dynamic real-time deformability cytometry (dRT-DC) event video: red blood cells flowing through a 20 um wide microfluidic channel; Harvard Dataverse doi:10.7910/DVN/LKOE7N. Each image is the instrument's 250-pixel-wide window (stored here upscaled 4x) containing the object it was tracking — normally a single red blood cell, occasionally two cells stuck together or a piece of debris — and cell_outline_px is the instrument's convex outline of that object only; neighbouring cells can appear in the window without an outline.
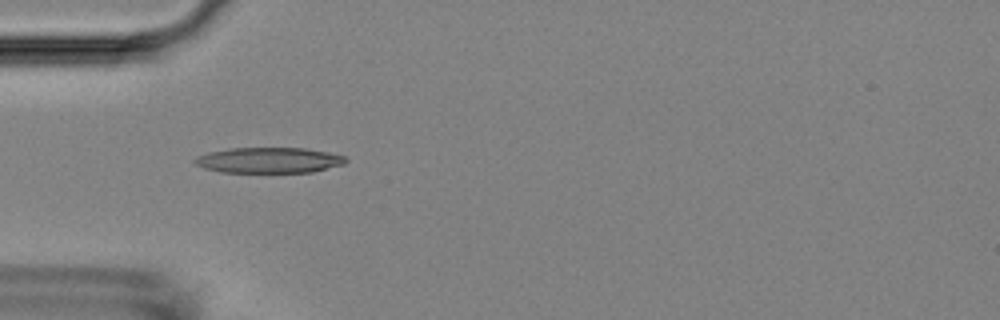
{"species": "Egyptian fruit bat (a non-hibernating species)", "species_latin": "Rousettus aegyptiacus", "temperature_condition": "room temperature", "stored_images_in_passage": 53, "camera_frame_rate_fps": 3000, "um_per_image_px": 0.085, "animal": {"sex": "female"}, "frame": {"image": 1, "passage_image": 16, "time_ms": 5.0, "image_size_px": [1000, 320], "cell_outline_px": [[348, 160], [344, 164], [312, 172], [220, 172], [204, 168], [196, 164], [192, 160], [196, 156], [208, 152], [228, 148], [304, 148], [328, 152], [344, 156]], "centroid_in_image_um": [22.83, 13.61], "position_along_channel_um": 62.2, "area_um2": 22.54}}
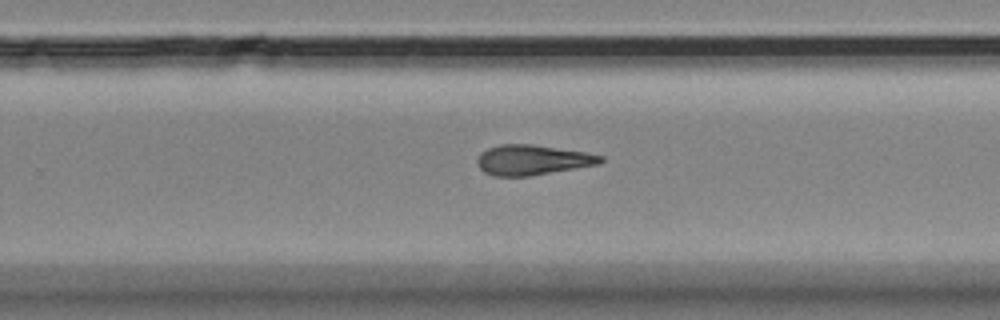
{"frame": {"image": 2, "passage_image": 34, "time_ms": 11.0, "image_size_px": [1000, 320], "cell_outline_px": [[604, 160], [600, 164], [528, 176], [492, 176], [484, 172], [476, 164], [476, 160], [480, 152], [488, 148], [500, 144], [532, 144], [584, 152], [604, 156]], "centroid_in_image_um": [45.22, 13.59], "position_along_channel_um": 284.6, "area_um2": 21.68}}
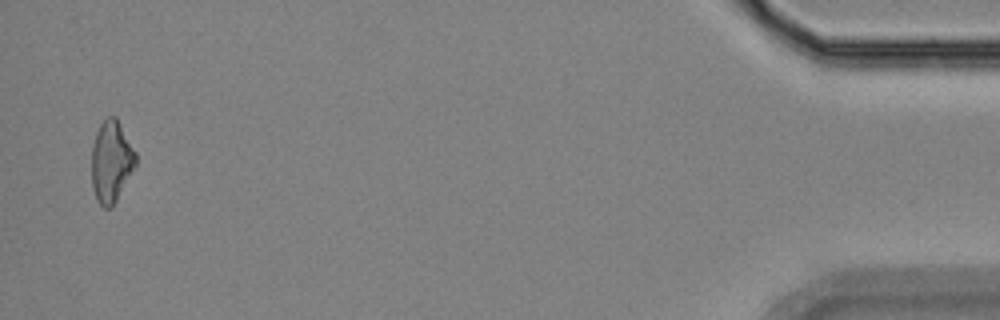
{"frame": {"image": 3, "passage_image": 52, "time_ms": 17.0, "image_size_px": [1000, 320], "cell_outline_px": [[136, 164], [112, 208], [104, 208], [96, 200], [92, 188], [92, 144], [96, 132], [100, 124], [108, 116], [116, 116], [136, 152]], "centroid_in_image_um": [9.45, 13.73], "position_along_channel_um": 425.8, "area_um2": 20.98}, "authors_computed_cell_mechanics": {"area_um2": 21.5594, "velocity_mm_per_s": 3.725, "shape_relaxation_time_tau1_ms": 6.1468, "shape_relaxation_time_tau2_ms": 6.7284, "deformation_change_tau1": 0.1716, "deformation_change_tau2": 0.2102}}